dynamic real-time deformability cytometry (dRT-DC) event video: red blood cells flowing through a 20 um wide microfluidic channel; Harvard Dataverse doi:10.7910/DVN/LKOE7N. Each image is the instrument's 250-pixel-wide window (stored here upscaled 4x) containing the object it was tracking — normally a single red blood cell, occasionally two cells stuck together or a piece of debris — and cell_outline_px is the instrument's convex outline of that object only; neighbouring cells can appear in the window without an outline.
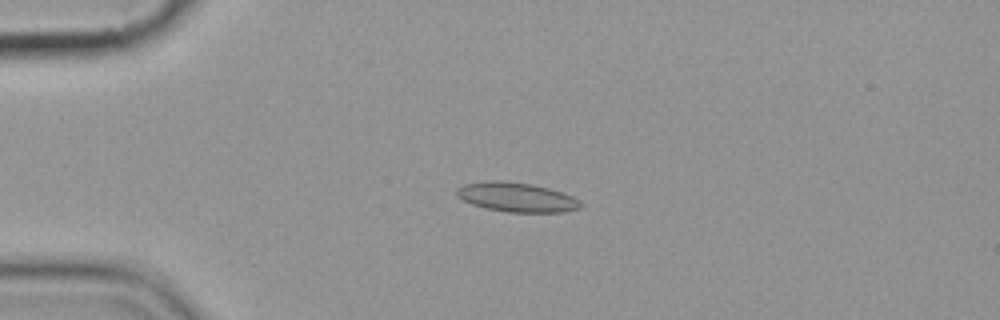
{"species": "common noctule bat (a hibernating species)", "species_latin": "Nyctalus noctula", "temperature_condition": "cold", "stored_images_in_passage": 4, "camera_frame_rate_fps": 3000, "um_per_image_px": 0.085, "animal": {"sex": "female", "body_mass_g": 19.9}, "frame": {"image": 1, "passage_image": 3, "time_ms": 2.333, "image_size_px": [1000, 320], "cell_outline_px": [[584, 204], [580, 208], [564, 212], [508, 212], [484, 208], [472, 204], [456, 196], [456, 188], [464, 184], [488, 180], [492, 180], [532, 184], [548, 188], [572, 196], [580, 200]], "centroid_in_image_um": [43.91, 16.77], "position_along_channel_um": 41.1, "area_um2": 21.21}}